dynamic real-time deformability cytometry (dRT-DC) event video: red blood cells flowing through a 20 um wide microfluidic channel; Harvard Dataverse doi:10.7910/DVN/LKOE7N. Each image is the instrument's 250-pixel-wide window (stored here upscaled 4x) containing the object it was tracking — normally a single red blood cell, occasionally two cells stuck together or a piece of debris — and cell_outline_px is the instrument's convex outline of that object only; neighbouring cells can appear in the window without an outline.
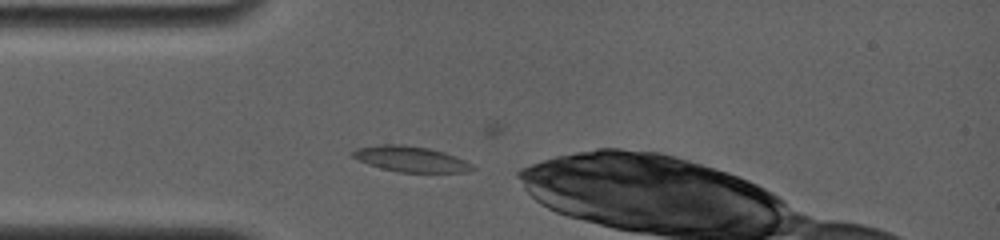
{"species": "common noctule bat (a hibernating species)", "species_latin": "Nyctalus noctula", "temperature_condition": "room temperature", "stored_images_in_passage": 28, "camera_frame_rate_fps": 4000, "um_per_image_px": 0.085, "animal": {"sex": "female", "body_mass_g": 19.0, "forearm_length_mm": 56.7}, "frame": {"image": 1, "passage_image": 3, "time_ms": 0.75, "image_size_px": [1000, 240], "cell_outline_px": [[476, 168], [472, 172], [396, 172], [380, 168], [368, 164], [352, 156], [352, 152], [356, 148], [380, 144], [404, 144], [428, 148], [444, 152], [456, 156], [472, 164]], "centroid_in_image_um": [34.94, 13.52], "position_along_channel_um": 50.1, "area_um2": 17.98}}
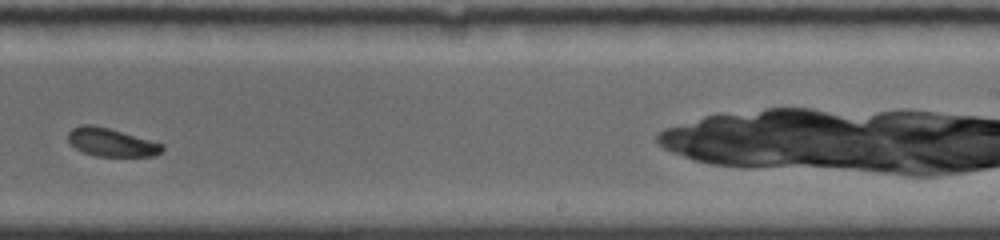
{"frame": {"image": 2, "passage_image": 16, "time_ms": 7.0, "image_size_px": [1000, 240], "cell_outline_px": [[164, 148], [156, 156], [96, 156], [84, 152], [76, 148], [68, 140], [68, 132], [72, 128], [80, 124], [92, 124], [108, 128], [164, 144]], "centroid_in_image_um": [9.45, 12.09], "position_along_channel_um": 279.5, "area_um2": 15.37}}
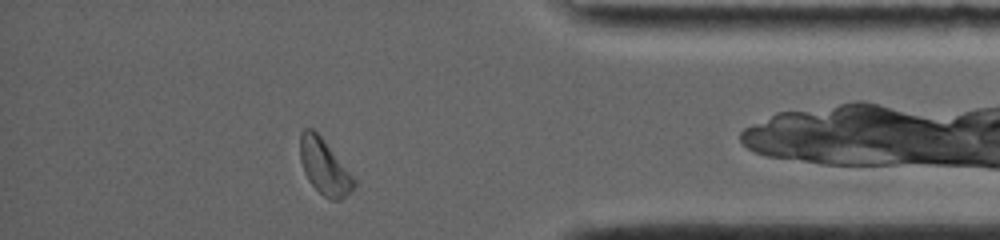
{"frame": {"image": 3, "passage_image": 26, "time_ms": 10.75, "image_size_px": [1000, 240], "cell_outline_px": [[356, 188], [340, 200], [332, 200], [324, 196], [308, 180], [304, 172], [300, 160], [300, 132], [304, 128], [312, 128], [320, 136], [356, 180]], "centroid_in_image_um": [27.56, 14.19], "position_along_channel_um": 407.6, "area_um2": 17.17}, "authors_computed_cell_mechanics": {"area_um2": 16.4441, "velocity_mm_per_s": 3.7806, "shape_relaxation_time_tau1_ms": 3.1369, "shape_relaxation_time_tau2_ms": null, "deformation_change_tau1": 0.0886, "deformation_change_tau2": null}}